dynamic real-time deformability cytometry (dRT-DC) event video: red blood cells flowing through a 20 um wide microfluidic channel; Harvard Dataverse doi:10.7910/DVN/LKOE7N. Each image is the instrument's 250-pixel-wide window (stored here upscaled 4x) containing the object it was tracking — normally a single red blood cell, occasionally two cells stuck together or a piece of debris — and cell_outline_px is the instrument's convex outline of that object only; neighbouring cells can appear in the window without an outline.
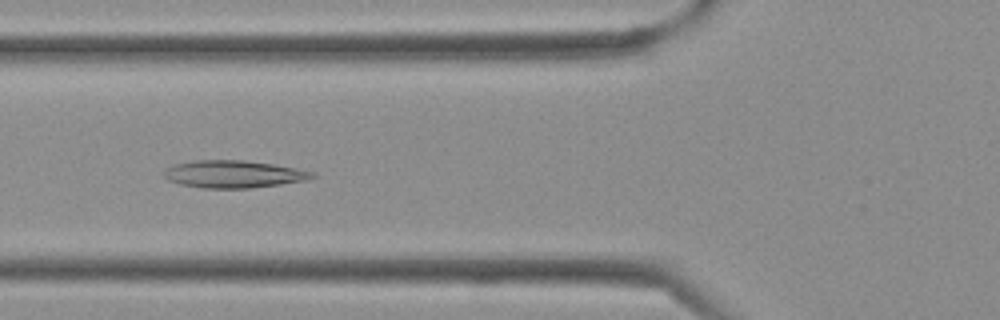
{"species": "Egyptian fruit bat (a non-hibernating species)", "species_latin": "Rousettus aegyptiacus", "temperature_condition": "cold", "stored_images_in_passage": 38, "camera_frame_rate_fps": 3000, "um_per_image_px": 0.085, "frame": {"image": 1, "passage_image": 14, "time_ms": 4.333, "image_size_px": [1000, 320], "cell_outline_px": [[316, 176], [312, 180], [248, 188], [200, 188], [180, 184], [168, 180], [164, 176], [164, 172], [168, 168], [176, 164], [196, 160], [244, 160], [272, 164], [296, 168], [316, 172]], "centroid_in_image_um": [19.92, 14.8], "position_along_channel_um": 105.9, "area_um2": 23.7}}
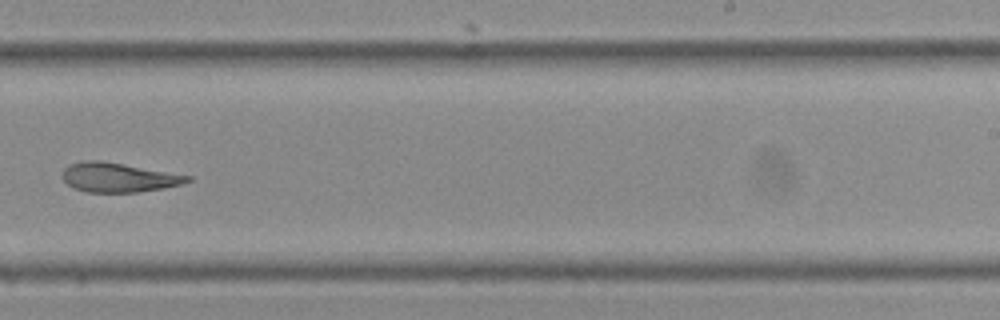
{"frame": {"image": 2, "passage_image": 24, "time_ms": 7.667, "image_size_px": [1000, 320], "cell_outline_px": [[192, 180], [180, 184], [164, 188], [136, 192], [88, 192], [72, 188], [64, 180], [64, 168], [68, 164], [80, 160], [100, 160], [192, 176]], "centroid_in_image_um": [10.04, 15.07], "position_along_channel_um": 279.0, "area_um2": 21.27}}
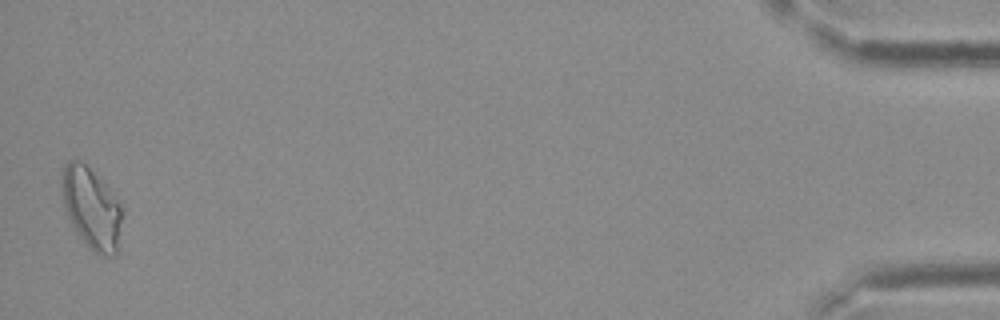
{"frame": {"image": 3, "passage_image": 38, "time_ms": 12.333, "image_size_px": [1000, 320], "cell_outline_px": [[124, 216], [116, 256], [104, 256], [92, 252], [84, 244], [72, 228], [64, 208], [60, 188], [60, 176], [64, 164], [68, 160], [80, 160], [104, 184], [124, 208]], "centroid_in_image_um": [7.76, 17.75], "position_along_channel_um": 427.4, "area_um2": 29.36}}